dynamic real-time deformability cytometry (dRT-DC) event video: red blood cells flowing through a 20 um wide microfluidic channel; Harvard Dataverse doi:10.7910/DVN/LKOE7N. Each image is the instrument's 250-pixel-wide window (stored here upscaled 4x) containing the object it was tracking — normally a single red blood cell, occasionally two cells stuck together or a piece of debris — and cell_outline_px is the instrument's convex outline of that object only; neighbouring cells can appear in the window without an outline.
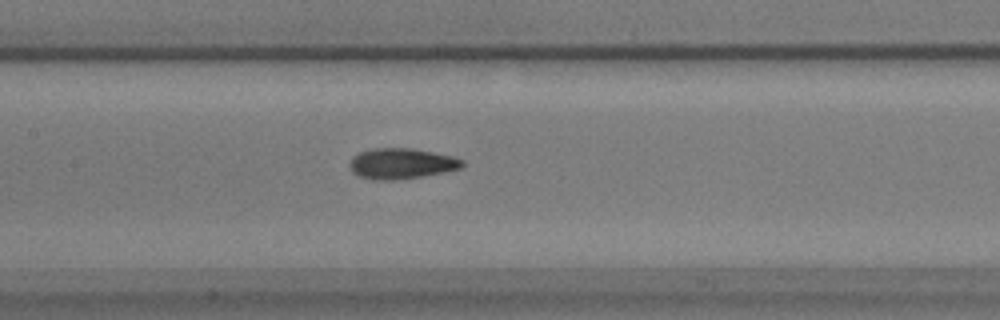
{"species": "common noctule bat (a hibernating species)", "species_latin": "Nyctalus noctula", "temperature_condition": "warm", "stored_images_in_passage": 58, "camera_frame_rate_fps": 3000, "um_per_image_px": 0.085, "animal": {"sex": "male", "body_mass_g": 17.9}, "frame": {"image": 1, "passage_image": 27, "time_ms": 8.667, "image_size_px": [1000, 320], "cell_outline_px": [[464, 164], [460, 168], [444, 172], [396, 180], [372, 180], [360, 176], [352, 172], [348, 164], [352, 156], [360, 152], [372, 148], [412, 148], [452, 156], [464, 160]], "centroid_in_image_um": [34.08, 13.9], "position_along_channel_um": 173.3, "area_um2": 20.11}}
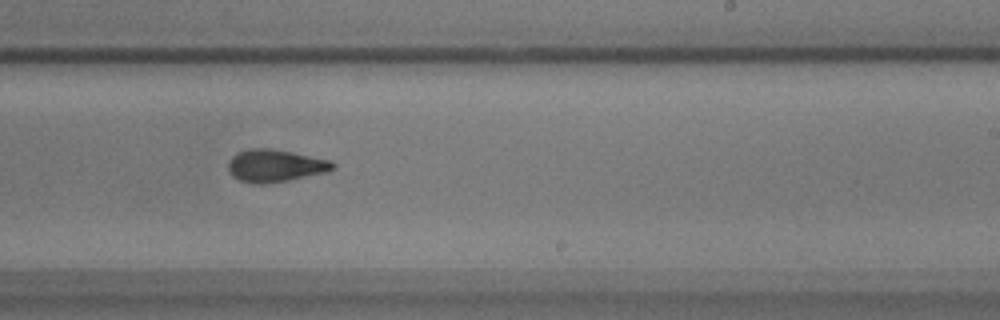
{"frame": {"image": 2, "passage_image": 35, "time_ms": 11.333, "image_size_px": [1000, 320], "cell_outline_px": [[336, 168], [328, 172], [288, 180], [264, 184], [252, 184], [240, 180], [232, 176], [228, 172], [228, 160], [236, 152], [248, 148], [272, 148], [332, 160], [336, 164]], "centroid_in_image_um": [23.39, 14.08], "position_along_channel_um": 265.6, "area_um2": 20.17}}
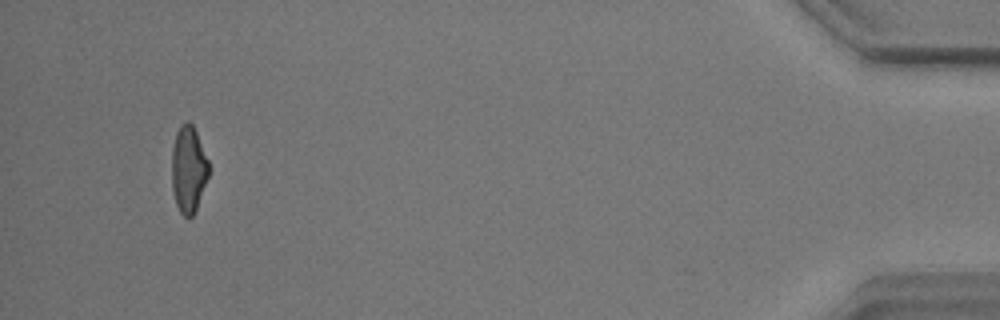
{"frame": {"image": 3, "passage_image": 55, "time_ms": 18.0, "image_size_px": [1000, 320], "cell_outline_px": [[208, 176], [196, 208], [192, 216], [184, 216], [180, 212], [176, 204], [172, 188], [172, 148], [176, 132], [180, 124], [188, 120], [192, 124], [196, 132], [208, 160]], "centroid_in_image_um": [16.0, 14.35], "position_along_channel_um": 419.2, "area_um2": 18.44}, "authors_computed_cell_mechanics": {"area_um2": 19.1607, "velocity_mm_per_s": 3.4827, "shape_relaxation_time_tau1_ms": 6.7848, "shape_relaxation_time_tau2_ms": 2.2407, "deformation_change_tau1": 0.1804, "deformation_change_tau2": 0.0903}}